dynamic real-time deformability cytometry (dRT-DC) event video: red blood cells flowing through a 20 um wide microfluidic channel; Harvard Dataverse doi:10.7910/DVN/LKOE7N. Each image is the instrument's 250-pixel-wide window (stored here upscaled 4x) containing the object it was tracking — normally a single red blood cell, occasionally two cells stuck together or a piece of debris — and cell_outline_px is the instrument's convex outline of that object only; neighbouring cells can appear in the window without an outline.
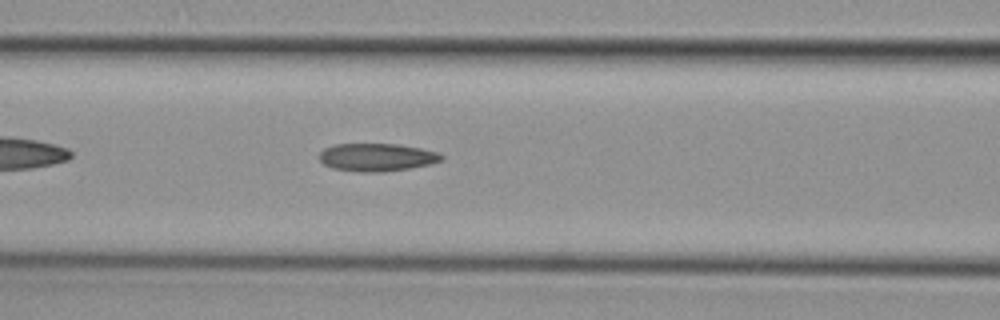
{"species": "common noctule bat (a hibernating species)", "species_latin": "Nyctalus noctula", "temperature_condition": "cold", "stored_images_in_passage": 39, "camera_frame_rate_fps": 3000, "um_per_image_px": 0.085, "animal": {"sex": "female", "body_mass_g": 29.2, "forearm_length_mm": 56.3}, "frame": {"image": 1, "passage_image": 10, "time_ms": 3.0, "image_size_px": [1000, 320], "cell_outline_px": [[444, 156], [440, 160], [432, 164], [384, 172], [360, 172], [332, 168], [324, 164], [320, 160], [320, 152], [324, 148], [336, 144], [396, 144], [420, 148], [436, 152]], "centroid_in_image_um": [32.01, 13.37], "position_along_channel_um": 134.6, "area_um2": 19.71}}
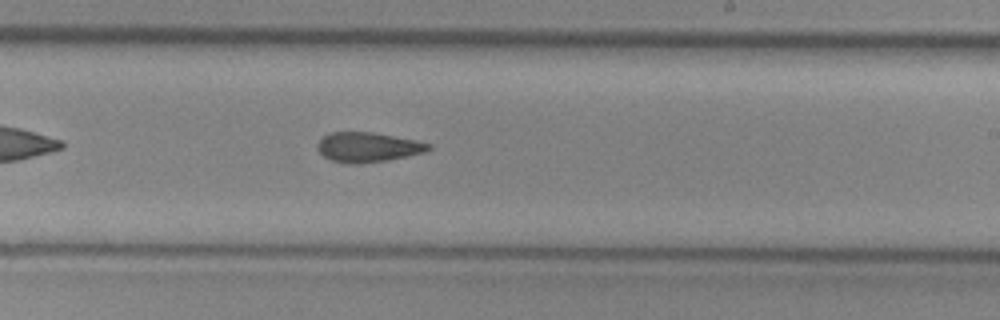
{"frame": {"image": 2, "passage_image": 20, "time_ms": 6.333, "image_size_px": [1000, 320], "cell_outline_px": [[432, 148], [424, 152], [388, 160], [360, 164], [348, 164], [332, 160], [324, 156], [316, 148], [316, 144], [324, 136], [332, 132], [372, 132], [416, 140], [432, 144]], "centroid_in_image_um": [31.27, 12.51], "position_along_channel_um": 257.7, "area_um2": 19.25}}
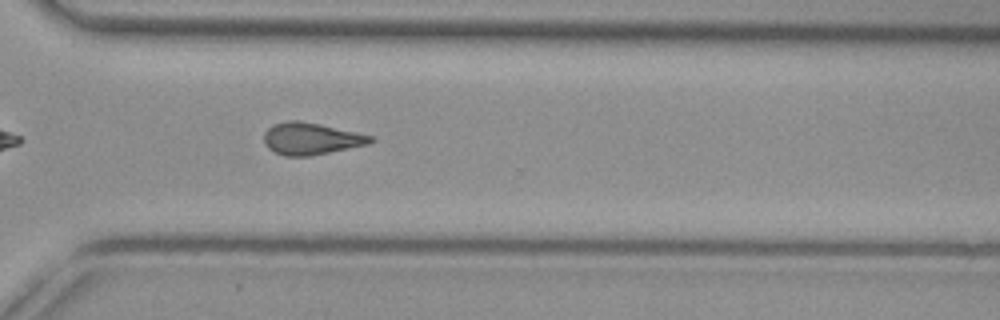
{"frame": {"image": 3, "passage_image": 27, "time_ms": 8.667, "image_size_px": [1000, 320], "cell_outline_px": [[376, 140], [368, 144], [308, 156], [284, 156], [268, 148], [264, 144], [264, 132], [268, 128], [276, 124], [288, 120], [300, 120], [320, 124], [356, 132], [372, 136]], "centroid_in_image_um": [26.42, 11.78], "position_along_channel_um": 344.2, "area_um2": 19.65}, "authors_computed_cell_mechanics": {"area_um2": 19.4208, "velocity_mm_per_s": 3.6987, "shape_relaxation_time_tau1_ms": null, "shape_relaxation_time_tau2_ms": 5.6393, "deformation_change_tau1": null, "deformation_change_tau2": 0.1404}}